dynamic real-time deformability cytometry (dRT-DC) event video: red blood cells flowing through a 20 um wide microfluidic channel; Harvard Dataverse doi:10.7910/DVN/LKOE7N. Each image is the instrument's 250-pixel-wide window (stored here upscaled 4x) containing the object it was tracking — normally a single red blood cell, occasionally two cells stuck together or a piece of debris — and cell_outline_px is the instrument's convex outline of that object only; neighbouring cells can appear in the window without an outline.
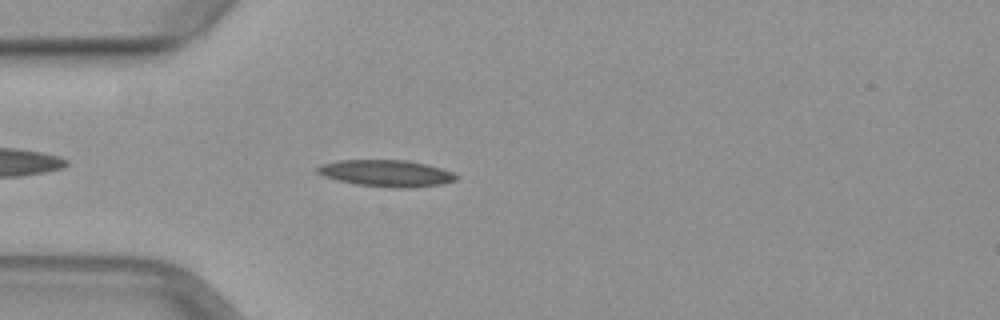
{"species": "common noctule bat (a hibernating species)", "species_latin": "Nyctalus noctula", "temperature_condition": "warm", "stored_images_in_passage": 29, "camera_frame_rate_fps": 3000, "um_per_image_px": 0.085, "animal": {"sex": "female", "body_mass_g": 29.2, "forearm_length_mm": 56.3}, "frame": {"image": 1, "passage_image": 4, "time_ms": 1.0, "image_size_px": [1000, 320], "cell_outline_px": [[456, 180], [444, 184], [412, 188], [392, 188], [356, 184], [336, 180], [324, 176], [316, 172], [316, 168], [320, 164], [340, 160], [404, 160], [428, 164], [452, 172], [456, 176]], "centroid_in_image_um": [32.83, 14.73], "position_along_channel_um": 52.2, "area_um2": 21.68}}
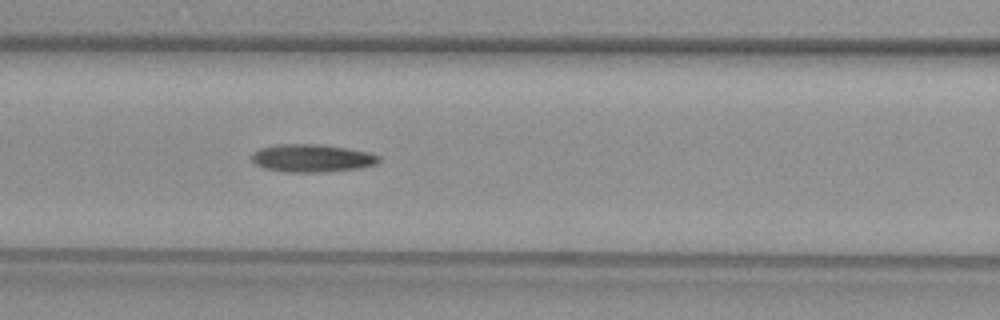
{"frame": {"image": 2, "passage_image": 11, "time_ms": 3.333, "image_size_px": [1000, 320], "cell_outline_px": [[380, 160], [376, 164], [360, 168], [324, 172], [284, 172], [264, 168], [256, 164], [252, 160], [252, 152], [260, 148], [276, 144], [320, 144], [348, 148], [368, 152], [380, 156]], "centroid_in_image_um": [26.51, 13.44], "position_along_channel_um": 140.1, "area_um2": 20.75}}
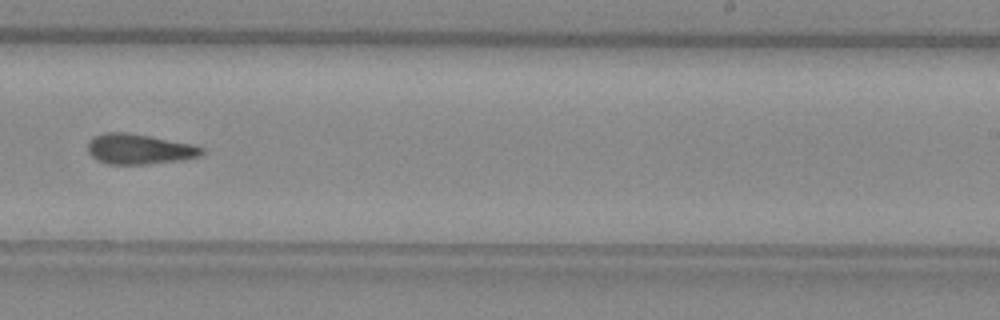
{"frame": {"image": 3, "passage_image": 21, "time_ms": 6.667, "image_size_px": [1000, 320], "cell_outline_px": [[204, 152], [200, 156], [180, 160], [148, 164], [108, 164], [96, 160], [88, 152], [88, 140], [92, 136], [104, 132], [124, 132], [196, 144], [204, 148]], "centroid_in_image_um": [11.83, 12.67], "position_along_channel_um": 277.2, "area_um2": 20.29}}